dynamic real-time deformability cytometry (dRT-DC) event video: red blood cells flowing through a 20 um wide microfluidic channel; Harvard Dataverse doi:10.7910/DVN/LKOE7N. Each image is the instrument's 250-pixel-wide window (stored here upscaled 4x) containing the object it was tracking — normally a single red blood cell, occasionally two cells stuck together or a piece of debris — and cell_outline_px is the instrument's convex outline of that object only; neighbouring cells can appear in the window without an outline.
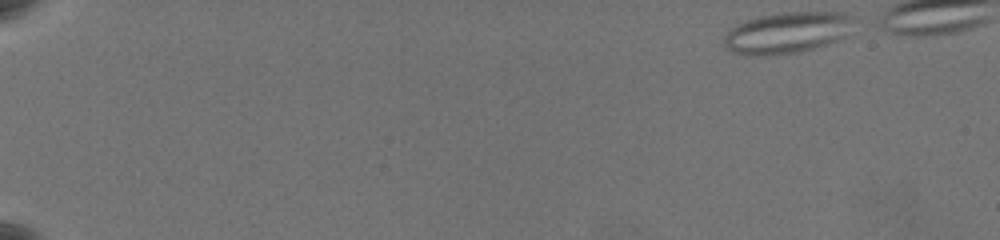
{"species": "common noctule bat (a hibernating species)", "species_latin": "Nyctalus noctula", "temperature_condition": "warm", "stored_images_in_passage": 54, "segment_of_instrument_passage": [1, 2], "camera_frame_rate_fps": 3000, "um_per_image_px": 0.085, "animal": {"sex": "female", "body_mass_g": 19.5, "forearm_length_mm": 54.1}, "frame": {"image": 1, "passage_image": 1, "time_ms": 0.0, "image_size_px": [1000, 240], "cell_outline_px": [[852, 16], [844, 36], [828, 44], [800, 52], [764, 56], [756, 56], [732, 52], [724, 44], [724, 36], [732, 28], [756, 16], [780, 12], [844, 12]], "centroid_in_image_um": [66.86, 2.78], "position_along_channel_um": 18.1, "area_um2": 30.81}}
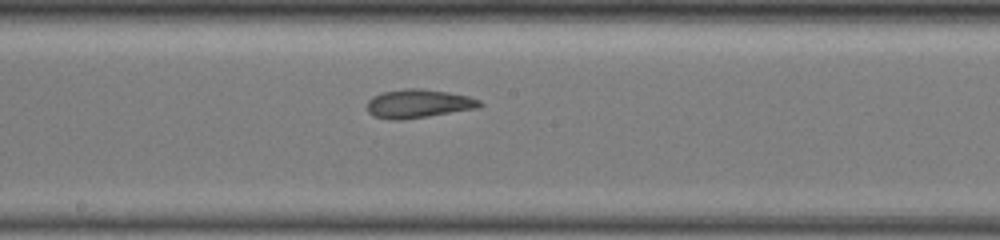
{"frame": {"image": 2, "passage_image": 32, "time_ms": 10.333, "image_size_px": [1000, 240], "cell_outline_px": [[484, 104], [480, 108], [428, 116], [400, 120], [392, 120], [372, 116], [368, 112], [368, 100], [372, 96], [384, 92], [404, 88], [420, 88], [448, 92], [468, 96], [480, 100]], "centroid_in_image_um": [35.58, 8.81], "position_along_channel_um": 212.6, "area_um2": 18.9}}
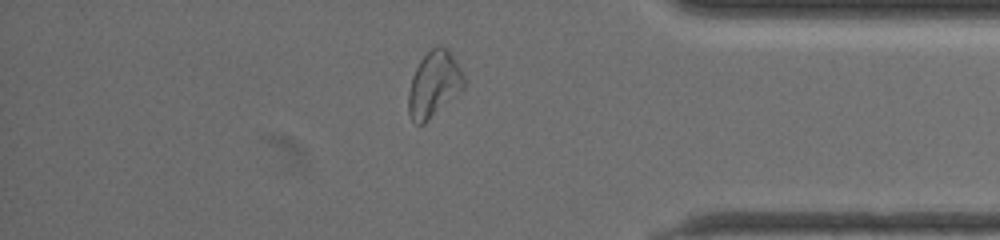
{"frame": {"image": 3, "passage_image": 49, "time_ms": 16.0, "image_size_px": [1000, 240], "cell_outline_px": [[464, 88], [424, 124], [416, 124], [412, 120], [408, 112], [408, 92], [412, 76], [420, 60], [436, 44], [440, 44], [448, 48], [456, 60], [464, 76]], "centroid_in_image_um": [36.88, 7.14], "position_along_channel_um": 398.3, "area_um2": 21.33}}